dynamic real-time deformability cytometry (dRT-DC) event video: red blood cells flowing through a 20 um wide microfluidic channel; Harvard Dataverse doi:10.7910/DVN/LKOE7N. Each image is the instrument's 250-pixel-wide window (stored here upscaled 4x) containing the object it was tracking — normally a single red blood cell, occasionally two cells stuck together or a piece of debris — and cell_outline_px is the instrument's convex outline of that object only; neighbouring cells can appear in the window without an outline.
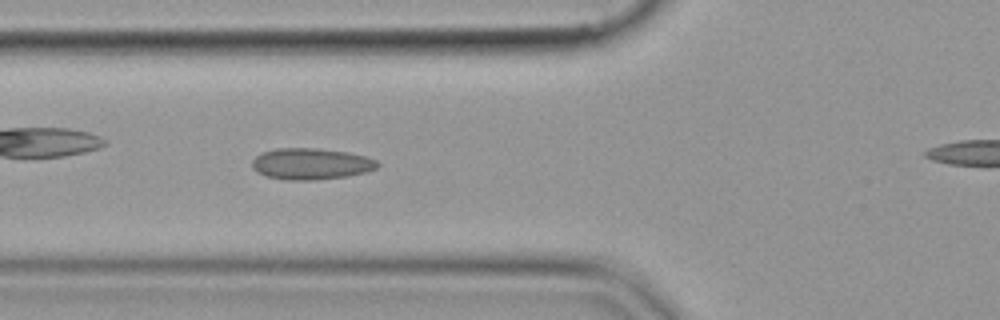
{"species": "common noctule bat (a hibernating species)", "species_latin": "Nyctalus noctula", "temperature_condition": "cold", "stored_images_in_passage": 48, "camera_frame_rate_fps": 3000, "um_per_image_px": 0.085, "animal": {"sex": "female", "body_mass_g": 19.9}, "frame": {"image": 1, "passage_image": 20, "time_ms": 6.333, "image_size_px": [1000, 320], "cell_outline_px": [[380, 164], [376, 168], [364, 172], [348, 176], [316, 180], [288, 180], [264, 176], [256, 172], [252, 168], [252, 160], [260, 152], [276, 148], [316, 148], [348, 152], [364, 156], [376, 160]], "centroid_in_image_um": [26.39, 13.93], "position_along_channel_um": 99.4, "area_um2": 23.06}}
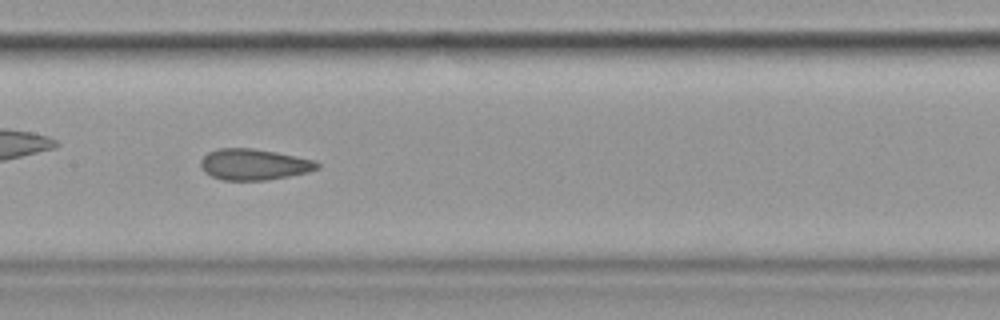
{"frame": {"image": 2, "passage_image": 27, "time_ms": 8.667, "image_size_px": [1000, 320], "cell_outline_px": [[320, 168], [308, 172], [268, 180], [224, 180], [212, 176], [204, 172], [200, 164], [200, 160], [208, 152], [220, 148], [252, 148], [276, 152], [316, 160], [320, 164]], "centroid_in_image_um": [21.6, 13.97], "position_along_channel_um": 185.8, "area_um2": 21.15}}
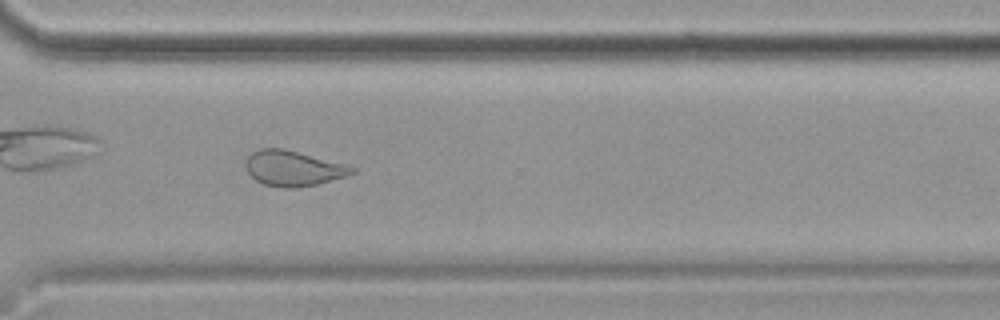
{"frame": {"image": 3, "passage_image": 40, "time_ms": 13.0, "image_size_px": [1000, 320], "cell_outline_px": [[356, 172], [348, 176], [316, 184], [296, 188], [284, 188], [264, 184], [256, 180], [248, 172], [244, 164], [248, 156], [252, 152], [260, 148], [284, 148], [348, 164], [356, 168]], "centroid_in_image_um": [24.96, 14.3], "position_along_channel_um": 345.6, "area_um2": 22.14}}